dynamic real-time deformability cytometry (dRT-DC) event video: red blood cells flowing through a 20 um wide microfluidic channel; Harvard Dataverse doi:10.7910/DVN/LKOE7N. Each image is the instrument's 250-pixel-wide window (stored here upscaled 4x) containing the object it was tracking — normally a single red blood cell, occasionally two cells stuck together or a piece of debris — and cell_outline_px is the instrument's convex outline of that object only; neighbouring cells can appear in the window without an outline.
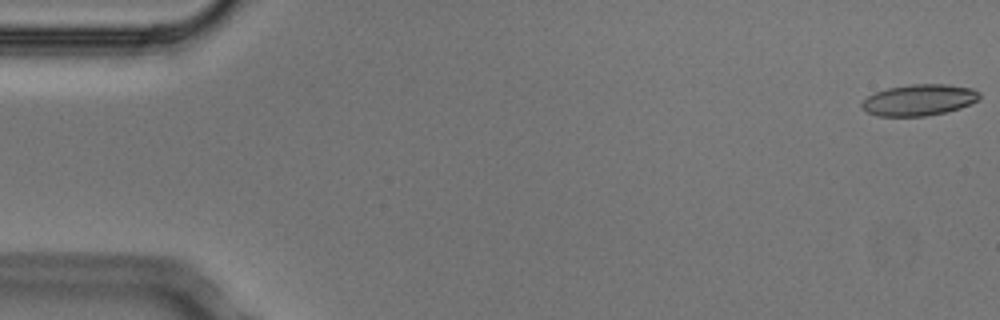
{"species": "Egyptian fruit bat (a non-hibernating species)", "species_latin": "Rousettus aegyptiacus", "temperature_condition": "cold", "stored_images_in_passage": 4, "camera_frame_rate_fps": 3000, "um_per_image_px": 0.085, "animal": {"sex": "male"}, "frame": {"image": 1, "passage_image": 1, "time_ms": 0.0, "image_size_px": [1000, 320], "cell_outline_px": [[980, 100], [960, 108], [944, 112], [924, 116], [876, 116], [868, 112], [860, 104], [868, 96], [876, 92], [888, 88], [912, 84], [948, 84], [972, 88], [980, 92]], "centroid_in_image_um": [78.16, 8.49], "position_along_channel_um": 6.8, "area_um2": 21.39}}